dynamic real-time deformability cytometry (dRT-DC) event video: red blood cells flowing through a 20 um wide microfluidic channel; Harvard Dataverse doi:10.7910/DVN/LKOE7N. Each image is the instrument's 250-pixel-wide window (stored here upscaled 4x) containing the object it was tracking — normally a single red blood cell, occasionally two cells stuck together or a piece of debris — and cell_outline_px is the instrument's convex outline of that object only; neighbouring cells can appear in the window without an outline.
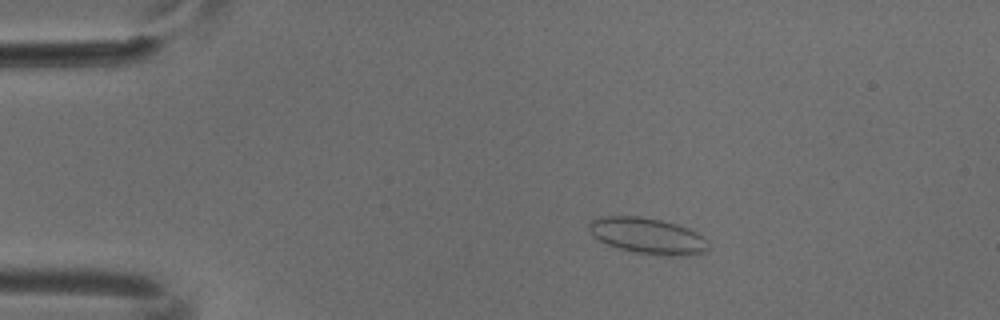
{"species": "common noctule bat (a hibernating species)", "species_latin": "Nyctalus noctula", "temperature_condition": "cold", "stored_images_in_passage": 4, "camera_frame_rate_fps": 3000, "um_per_image_px": 0.085, "animal": {"sex": "male", "body_mass_g": 18.8}, "frame": {"image": 1, "passage_image": 2, "time_ms": 0.333, "image_size_px": [1000, 320], "cell_outline_px": [[708, 248], [704, 252], [688, 256], [668, 256], [636, 252], [616, 248], [592, 236], [588, 228], [588, 224], [592, 220], [600, 216], [640, 216], [660, 220], [676, 224], [688, 228], [704, 236]], "centroid_in_image_um": [55.04, 20.05], "position_along_channel_um": 30.0, "area_um2": 25.09}}